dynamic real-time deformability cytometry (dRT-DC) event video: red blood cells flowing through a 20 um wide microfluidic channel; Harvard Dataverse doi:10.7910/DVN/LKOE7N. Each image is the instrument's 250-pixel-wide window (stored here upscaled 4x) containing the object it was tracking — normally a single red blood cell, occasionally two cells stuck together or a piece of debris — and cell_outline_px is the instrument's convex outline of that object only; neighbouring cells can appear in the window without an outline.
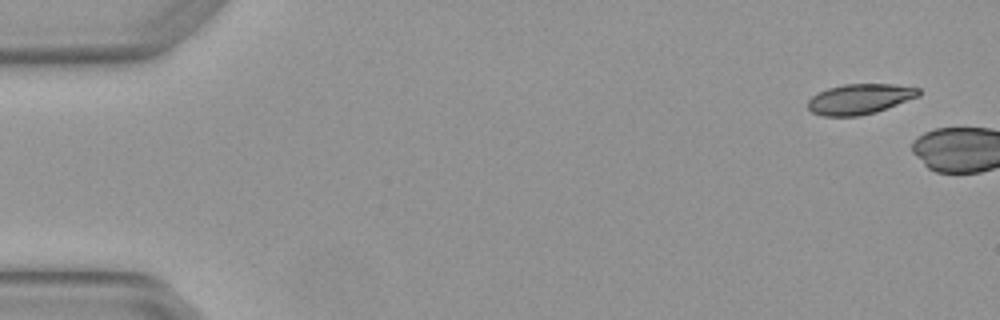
{"species": "Egyptian fruit bat (a non-hibernating species)", "species_latin": "Rousettus aegyptiacus", "temperature_condition": "warm", "stored_images_in_passage": 2, "camera_frame_rate_fps": 3000, "um_per_image_px": 0.085, "animal": {"sex": "female"}, "frame": {"image": 1, "passage_image": 1, "time_ms": 0.0, "image_size_px": [1000, 320], "cell_outline_px": [[920, 96], [876, 112], [860, 116], [824, 116], [812, 112], [808, 108], [808, 100], [812, 96], [828, 88], [844, 84], [892, 84], [920, 88]], "centroid_in_image_um": [73.09, 8.42], "position_along_channel_um": 11.9, "area_um2": 19.54}}